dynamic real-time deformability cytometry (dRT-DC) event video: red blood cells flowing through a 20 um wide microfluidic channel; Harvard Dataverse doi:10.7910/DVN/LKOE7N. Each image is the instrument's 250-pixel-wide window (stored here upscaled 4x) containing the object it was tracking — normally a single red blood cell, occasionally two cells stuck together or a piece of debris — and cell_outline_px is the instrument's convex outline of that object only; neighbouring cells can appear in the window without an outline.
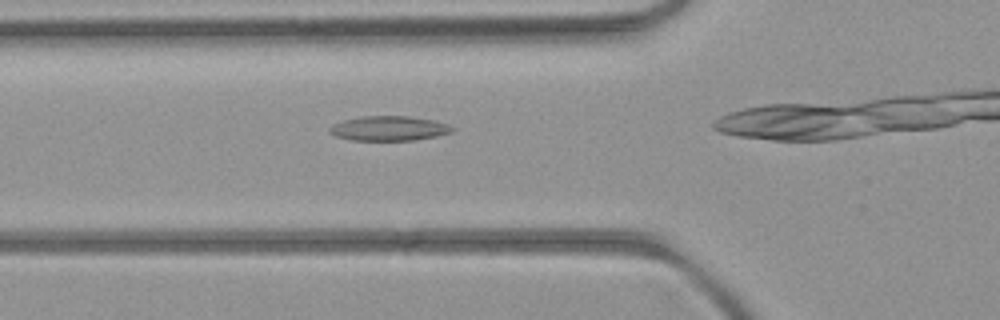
{"species": "common noctule bat (a hibernating species)", "species_latin": "Nyctalus noctula", "temperature_condition": "room temperature", "stored_images_in_passage": 28, "camera_frame_rate_fps": 3000, "um_per_image_px": 0.085, "animal": {"sex": "female", "body_mass_g": 21.9}, "frame": {"image": 1, "passage_image": 6, "time_ms": 1.667, "image_size_px": [1000, 320], "cell_outline_px": [[456, 128], [452, 132], [436, 136], [412, 140], [352, 140], [336, 136], [328, 132], [328, 128], [332, 124], [344, 120], [360, 116], [408, 116], [436, 120], [448, 124]], "centroid_in_image_um": [33.06, 10.9], "position_along_channel_um": 92.7, "area_um2": 17.74}}
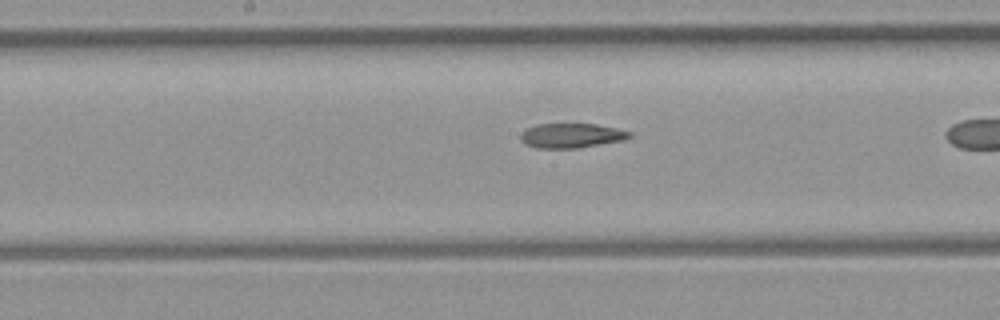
{"frame": {"image": 2, "passage_image": 14, "time_ms": 4.333, "image_size_px": [1000, 320], "cell_outline_px": [[632, 136], [624, 140], [576, 148], [536, 148], [524, 144], [520, 140], [520, 132], [536, 124], [596, 124], [616, 128], [632, 132]], "centroid_in_image_um": [48.54, 11.52], "position_along_channel_um": 199.7, "area_um2": 15.66}}
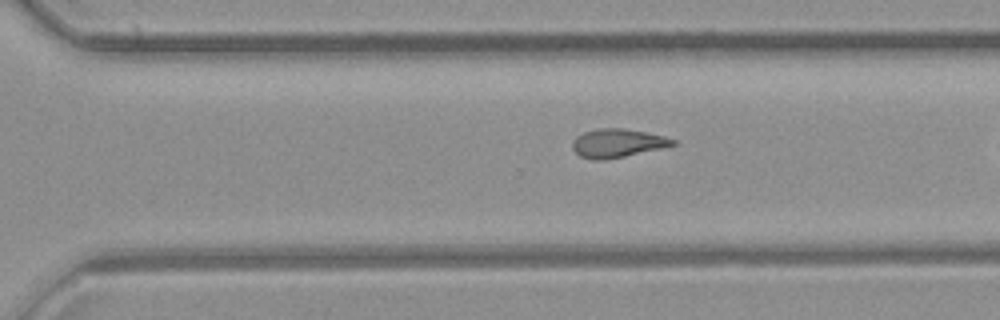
{"frame": {"image": 3, "passage_image": 23, "time_ms": 7.333, "image_size_px": [1000, 320], "cell_outline_px": [[676, 144], [660, 148], [624, 156], [604, 160], [592, 160], [580, 156], [572, 148], [572, 140], [576, 136], [584, 132], [596, 128], [624, 128], [664, 136], [676, 140]], "centroid_in_image_um": [52.43, 12.16], "position_along_channel_um": 318.2, "area_um2": 16.59}}